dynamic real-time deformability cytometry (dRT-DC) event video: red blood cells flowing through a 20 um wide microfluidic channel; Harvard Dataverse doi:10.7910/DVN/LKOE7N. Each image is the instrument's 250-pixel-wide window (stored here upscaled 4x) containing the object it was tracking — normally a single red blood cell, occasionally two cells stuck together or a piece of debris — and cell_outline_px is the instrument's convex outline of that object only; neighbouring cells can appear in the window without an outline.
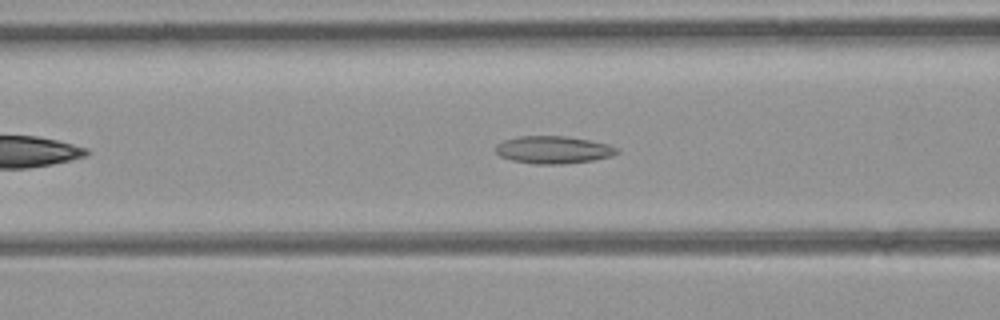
{"species": "common noctule bat (a hibernating species)", "species_latin": "Nyctalus noctula", "temperature_condition": "room temperature", "stored_images_in_passage": 32, "camera_frame_rate_fps": 3000, "um_per_image_px": 0.085, "animal": {"sex": "female", "body_mass_g": 21.9}, "frame": {"image": 1, "passage_image": 7, "time_ms": 2.0, "image_size_px": [1000, 320], "cell_outline_px": [[620, 152], [612, 156], [592, 160], [560, 164], [532, 164], [512, 160], [500, 156], [496, 152], [496, 144], [504, 140], [520, 136], [568, 136], [608, 144], [620, 148]], "centroid_in_image_um": [47.05, 12.73], "position_along_channel_um": 119.6, "area_um2": 19.48}}
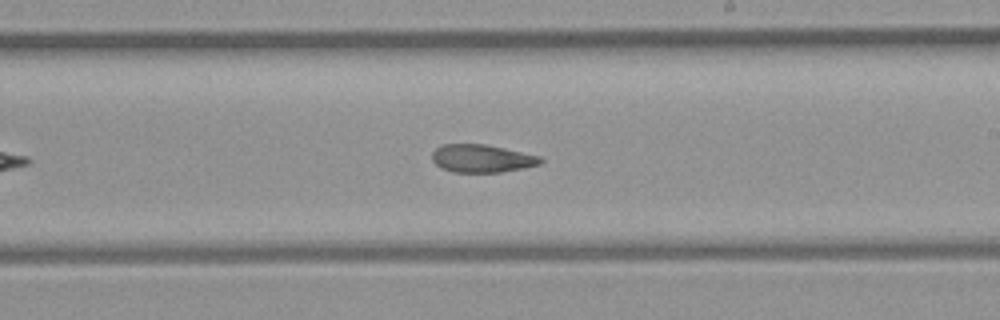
{"frame": {"image": 2, "passage_image": 16, "time_ms": 5.0, "image_size_px": [1000, 320], "cell_outline_px": [[544, 160], [540, 164], [500, 172], [452, 172], [440, 168], [432, 160], [432, 152], [440, 144], [484, 144], [504, 148], [540, 156]], "centroid_in_image_um": [40.91, 13.46], "position_along_channel_um": 248.1, "area_um2": 17.57}}
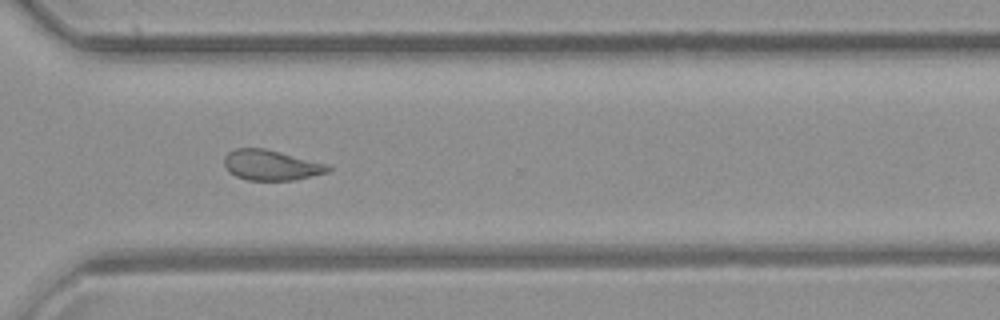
{"frame": {"image": 3, "passage_image": 23, "time_ms": 7.333, "image_size_px": [1000, 320], "cell_outline_px": [[332, 168], [328, 172], [296, 180], [248, 180], [236, 176], [228, 172], [224, 164], [224, 156], [228, 152], [236, 148], [264, 148], [332, 164]], "centroid_in_image_um": [23.09, 14.03], "position_along_channel_um": 347.5, "area_um2": 18.67}, "authors_computed_cell_mechanics": {"area_um2": 18.8139, "velocity_mm_per_s": 4.2756, "shape_relaxation_time_tau1_ms": null, "shape_relaxation_time_tau2_ms": 4.1241, "deformation_change_tau1": null, "deformation_change_tau2": 0.1124}}